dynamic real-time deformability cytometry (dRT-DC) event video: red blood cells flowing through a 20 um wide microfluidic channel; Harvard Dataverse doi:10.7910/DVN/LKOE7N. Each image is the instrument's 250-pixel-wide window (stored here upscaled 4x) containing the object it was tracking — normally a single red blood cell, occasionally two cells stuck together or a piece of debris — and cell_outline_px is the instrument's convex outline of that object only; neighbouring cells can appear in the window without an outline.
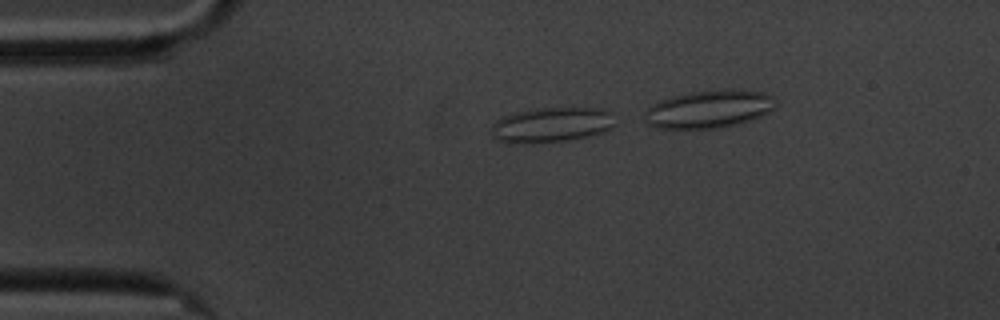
{"species": "common noctule bat (a hibernating species)", "species_latin": "Nyctalus noctula", "temperature_condition": "cold", "stored_images_in_passage": 21, "camera_frame_rate_fps": 3000, "um_per_image_px": 0.085, "animal": {"sex": "male", "body_mass_g": 20.1, "forearm_length_mm": 53.5}, "frame": {"image": 1, "passage_image": 9, "time_ms": 2.667, "image_size_px": [1000, 320], "cell_outline_px": [[616, 124], [604, 132], [588, 136], [568, 140], [508, 144], [492, 136], [492, 124], [500, 116], [516, 112], [540, 108], [600, 108], [612, 112]], "centroid_in_image_um": [46.88, 10.6], "position_along_channel_um": 38.1, "area_um2": 25.32}}
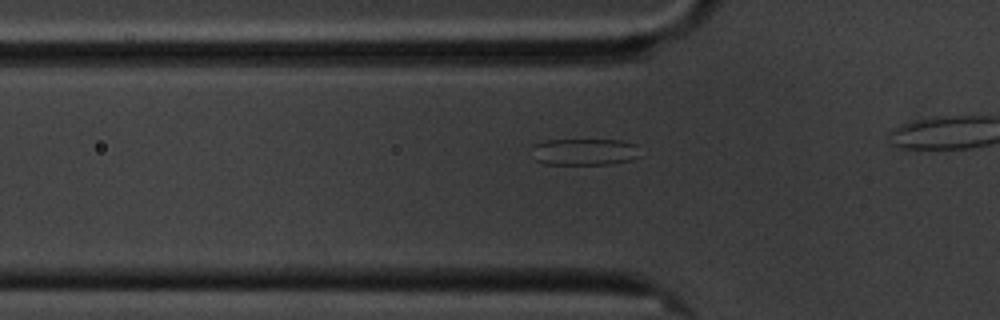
{"frame": {"image": 2, "passage_image": 15, "time_ms": 4.667, "image_size_px": [1000, 320], "cell_outline_px": [[640, 156], [632, 160], [612, 164], [544, 164], [536, 160], [532, 144], [544, 140], [620, 140], [636, 144]], "centroid_in_image_um": [49.7, 12.9], "position_along_channel_um": 76.1, "area_um2": 16.94}}
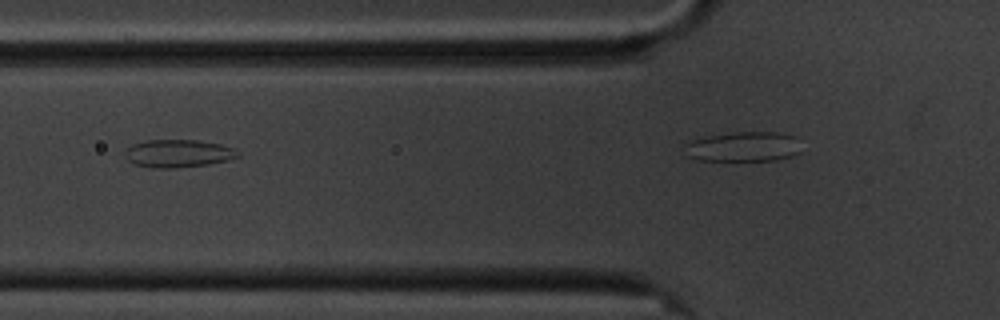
{"frame": {"image": 3, "passage_image": 18, "time_ms": 5.667, "image_size_px": [1000, 320], "cell_outline_px": [[240, 156], [228, 160], [208, 164], [176, 168], [152, 168], [132, 164], [124, 156], [124, 152], [132, 144], [148, 140], [196, 140], [220, 144], [236, 148], [240, 152]], "centroid_in_image_um": [15.15, 13.05], "position_along_channel_um": 110.7, "area_um2": 18.5}}